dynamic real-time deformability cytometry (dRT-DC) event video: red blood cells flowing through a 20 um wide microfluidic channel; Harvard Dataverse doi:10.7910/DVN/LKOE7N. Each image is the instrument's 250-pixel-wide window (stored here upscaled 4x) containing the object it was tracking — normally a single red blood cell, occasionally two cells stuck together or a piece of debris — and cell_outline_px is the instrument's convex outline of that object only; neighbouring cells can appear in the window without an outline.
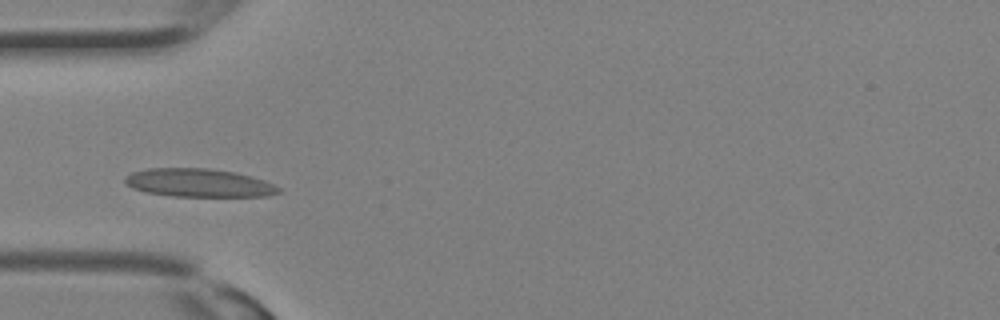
{"species": "Egyptian fruit bat (a non-hibernating species)", "species_latin": "Rousettus aegyptiacus", "temperature_condition": "room temperature", "stored_images_in_passage": 12, "camera_frame_rate_fps": 3000, "um_per_image_px": 0.085, "animal": {"sex": "female"}, "frame": {"image": 1, "passage_image": 1, "time_ms": 0.0, "image_size_px": [1000, 320], "cell_outline_px": [[280, 192], [268, 196], [172, 196], [144, 192], [132, 188], [124, 184], [124, 176], [132, 172], [148, 168], [208, 168], [236, 172], [252, 176], [264, 180], [280, 188]], "centroid_in_image_um": [16.85, 15.54], "position_along_channel_um": 68.1, "area_um2": 25.49}}
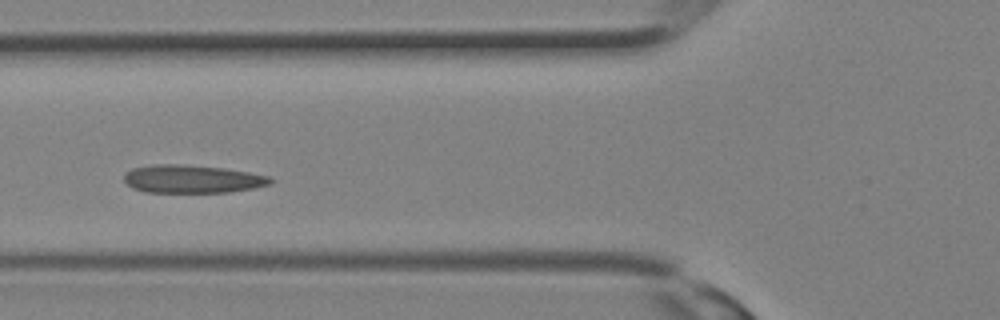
{"frame": {"image": 2, "passage_image": 3, "time_ms": 0.667, "image_size_px": [1000, 320], "cell_outline_px": [[276, 180], [272, 184], [256, 188], [228, 192], [144, 192], [132, 188], [124, 180], [124, 172], [132, 168], [152, 164], [176, 164], [224, 168], [272, 176]], "centroid_in_image_um": [16.38, 15.21], "position_along_channel_um": 109.4, "area_um2": 24.22}}
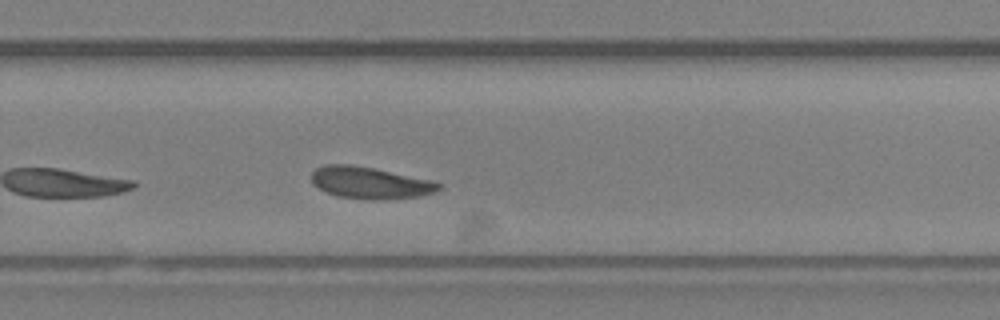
{"frame": {"image": 3, "passage_image": 12, "time_ms": 3.667, "image_size_px": [1000, 320], "cell_outline_px": [[444, 184], [436, 192], [420, 196], [384, 200], [372, 200], [340, 196], [324, 192], [312, 184], [312, 172], [316, 168], [324, 164], [348, 164], [372, 168], [432, 180]], "centroid_in_image_um": [31.46, 15.54], "position_along_channel_um": 298.3, "area_um2": 23.7}}